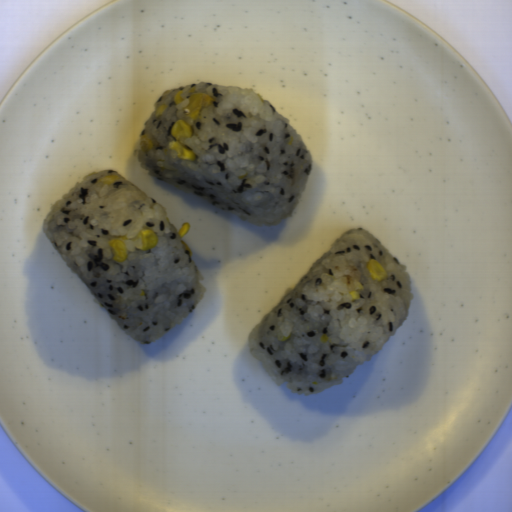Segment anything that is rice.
Segmentation results:
<instances>
[{"instance_id":"1","label":"rice","mask_w":512,"mask_h":512,"mask_svg":"<svg viewBox=\"0 0 512 512\" xmlns=\"http://www.w3.org/2000/svg\"><path fill=\"white\" fill-rule=\"evenodd\" d=\"M388 272L372 280L367 264ZM359 293L352 300L350 293ZM414 302L401 265L368 231L348 228L248 336L250 354L279 386L314 394L346 380L382 349Z\"/></svg>"},{"instance_id":"3","label":"rice","mask_w":512,"mask_h":512,"mask_svg":"<svg viewBox=\"0 0 512 512\" xmlns=\"http://www.w3.org/2000/svg\"><path fill=\"white\" fill-rule=\"evenodd\" d=\"M118 176L112 185L99 179ZM42 230L63 262L131 339L151 344L201 302L204 277L163 206L114 170L87 174L53 203ZM159 239L134 247L138 232ZM121 239L128 256L114 261L108 242Z\"/></svg>"},{"instance_id":"2","label":"rice","mask_w":512,"mask_h":512,"mask_svg":"<svg viewBox=\"0 0 512 512\" xmlns=\"http://www.w3.org/2000/svg\"><path fill=\"white\" fill-rule=\"evenodd\" d=\"M183 90L182 102L173 96ZM197 92L212 101L196 117L185 109ZM167 105L156 118L158 105ZM184 120L190 138L180 142L195 160L179 159L167 145L171 126ZM148 134L153 146L142 151ZM139 165L150 175L256 227L275 226L291 216L309 177L312 159L289 118L279 115L258 92L243 87L199 82L162 92L145 120L135 148Z\"/></svg>"}]
</instances>
